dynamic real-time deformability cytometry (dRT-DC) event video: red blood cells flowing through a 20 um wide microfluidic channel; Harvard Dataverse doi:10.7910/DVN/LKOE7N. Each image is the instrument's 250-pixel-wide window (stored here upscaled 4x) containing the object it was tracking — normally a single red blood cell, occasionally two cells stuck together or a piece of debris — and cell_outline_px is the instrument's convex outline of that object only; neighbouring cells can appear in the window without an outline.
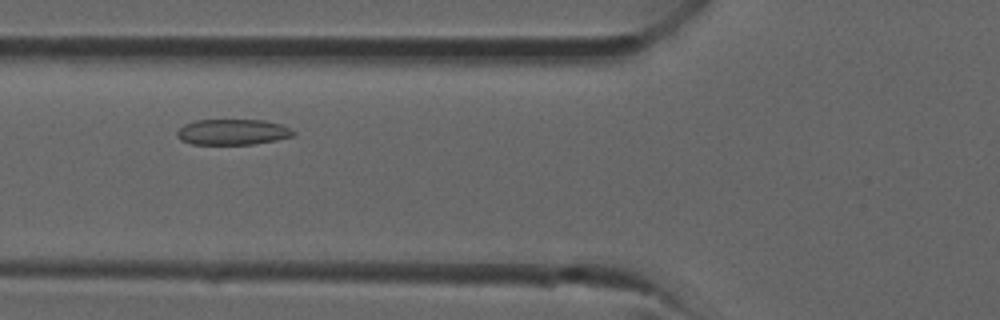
{"species": "common noctule bat (a hibernating species)", "species_latin": "Nyctalus noctula", "temperature_condition": "room temperature", "stored_images_in_passage": 26, "camera_frame_rate_fps": 3000, "um_per_image_px": 0.085, "animal": {"sex": "male", "forearm_length_mm": 52.5}, "frame": {"image": 1, "passage_image": 5, "time_ms": 1.333, "image_size_px": [1000, 320], "cell_outline_px": [[296, 132], [292, 136], [276, 140], [252, 144], [192, 144], [180, 140], [176, 136], [176, 132], [184, 124], [196, 120], [264, 120], [280, 124]], "centroid_in_image_um": [19.73, 11.22], "position_along_channel_um": 106.1, "area_um2": 17.34}}
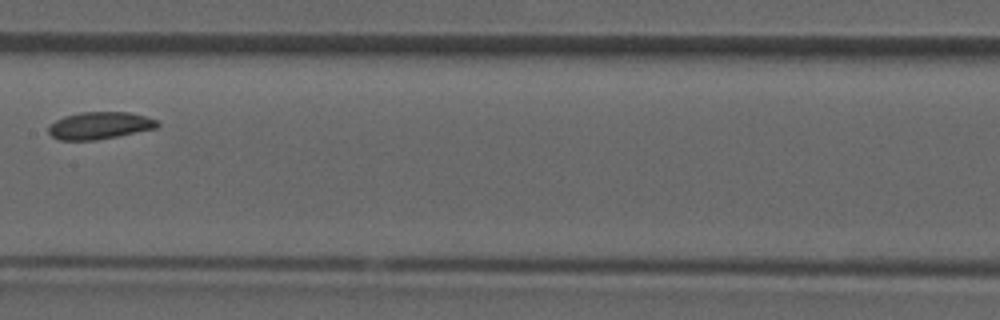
{"frame": {"image": 2, "passage_image": 10, "time_ms": 3.0, "image_size_px": [1000, 320], "cell_outline_px": [[160, 124], [156, 128], [96, 140], [60, 140], [52, 136], [48, 132], [48, 124], [64, 116], [80, 112], [128, 112], [148, 116], [156, 120]], "centroid_in_image_um": [8.45, 10.66], "position_along_channel_um": 199.0, "area_um2": 17.28}}
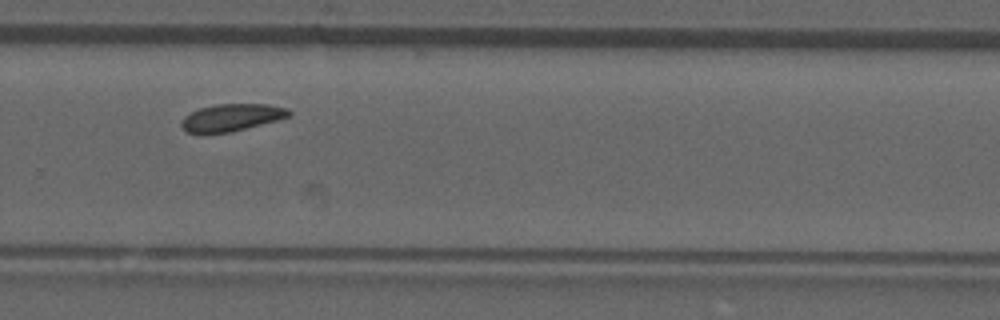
{"frame": {"image": 3, "passage_image": 16, "time_ms": 5.0, "image_size_px": [1000, 320], "cell_outline_px": [[292, 116], [232, 132], [188, 132], [180, 124], [180, 120], [184, 116], [200, 108], [216, 104], [268, 104], [288, 108], [292, 112]], "centroid_in_image_um": [19.74, 9.97], "position_along_channel_um": 310.1, "area_um2": 16.94}}